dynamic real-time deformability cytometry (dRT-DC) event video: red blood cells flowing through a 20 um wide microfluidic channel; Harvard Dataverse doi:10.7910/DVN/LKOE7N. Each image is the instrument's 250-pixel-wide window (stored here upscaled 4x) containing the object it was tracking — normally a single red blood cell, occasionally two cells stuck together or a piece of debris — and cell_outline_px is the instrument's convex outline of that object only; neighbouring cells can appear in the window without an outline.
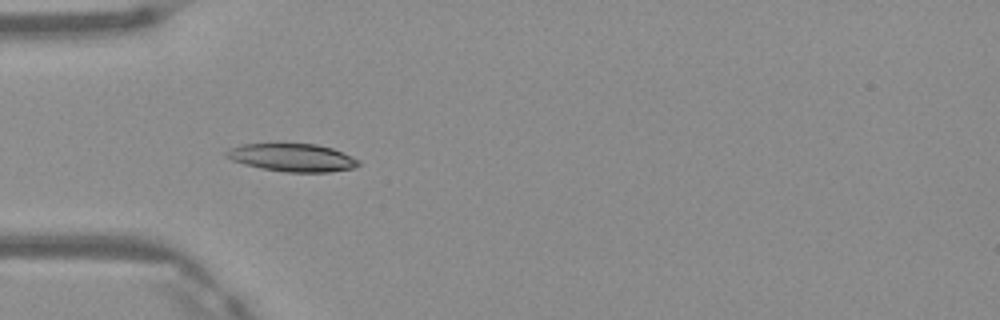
{"species": "Egyptian fruit bat (a non-hibernating species)", "species_latin": "Rousettus aegyptiacus", "temperature_condition": "warm", "stored_images_in_passage": 4, "camera_frame_rate_fps": 3000, "um_per_image_px": 0.085, "frame": {"image": 1, "passage_image": 3, "time_ms": 0.667, "image_size_px": [1000, 320], "cell_outline_px": [[360, 164], [352, 168], [328, 172], [288, 172], [260, 168], [244, 164], [232, 160], [224, 156], [224, 152], [232, 148], [244, 144], [316, 144], [332, 148], [352, 156], [360, 160]], "centroid_in_image_um": [24.85, 13.4], "position_along_channel_um": 60.1, "area_um2": 21.33}}
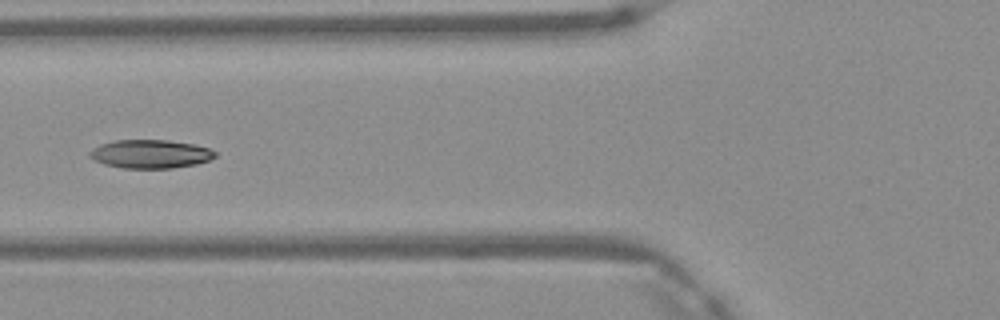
{"frame": {"image": 2, "passage_image": 4, "time_ms": 1.0, "image_size_px": [1000, 320], "cell_outline_px": [[216, 156], [208, 160], [196, 164], [172, 168], [124, 168], [104, 164], [92, 160], [88, 156], [88, 152], [92, 148], [100, 144], [116, 140], [164, 140], [192, 144], [208, 148], [216, 152]], "centroid_in_image_um": [12.72, 13.09], "position_along_channel_um": 113.1, "area_um2": 20.81}}